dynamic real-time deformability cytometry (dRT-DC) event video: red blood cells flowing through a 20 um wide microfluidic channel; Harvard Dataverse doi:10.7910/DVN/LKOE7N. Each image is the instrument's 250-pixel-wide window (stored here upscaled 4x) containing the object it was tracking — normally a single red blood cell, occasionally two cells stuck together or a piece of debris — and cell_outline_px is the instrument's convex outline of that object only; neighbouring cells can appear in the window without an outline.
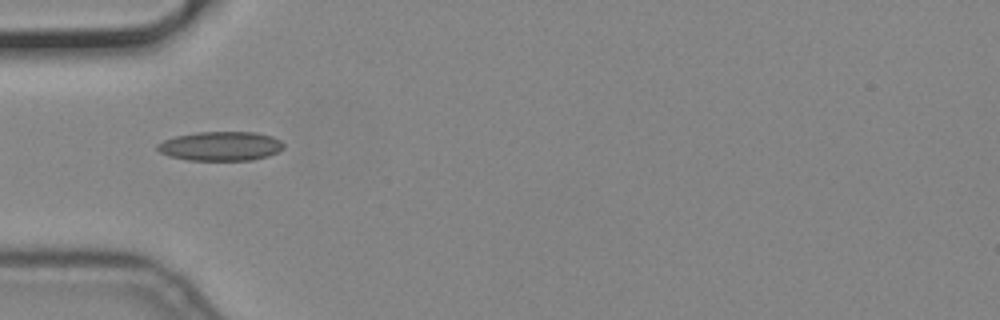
{"species": "common noctule bat (a hibernating species)", "species_latin": "Nyctalus noctula", "temperature_condition": "cold", "stored_images_in_passage": 4, "camera_frame_rate_fps": 3000, "um_per_image_px": 0.085, "animal": {"sex": "male", "body_mass_g": 19.2, "forearm_length_mm": 51.8}, "frame": {"image": 1, "passage_image": 1, "time_ms": 0.0, "image_size_px": [1000, 320], "cell_outline_px": [[284, 148], [268, 156], [252, 160], [188, 160], [168, 156], [160, 152], [156, 148], [156, 144], [164, 140], [176, 136], [196, 132], [256, 132], [272, 136], [280, 140], [284, 144]], "centroid_in_image_um": [18.74, 12.42], "position_along_channel_um": 66.3, "area_um2": 21.56}}